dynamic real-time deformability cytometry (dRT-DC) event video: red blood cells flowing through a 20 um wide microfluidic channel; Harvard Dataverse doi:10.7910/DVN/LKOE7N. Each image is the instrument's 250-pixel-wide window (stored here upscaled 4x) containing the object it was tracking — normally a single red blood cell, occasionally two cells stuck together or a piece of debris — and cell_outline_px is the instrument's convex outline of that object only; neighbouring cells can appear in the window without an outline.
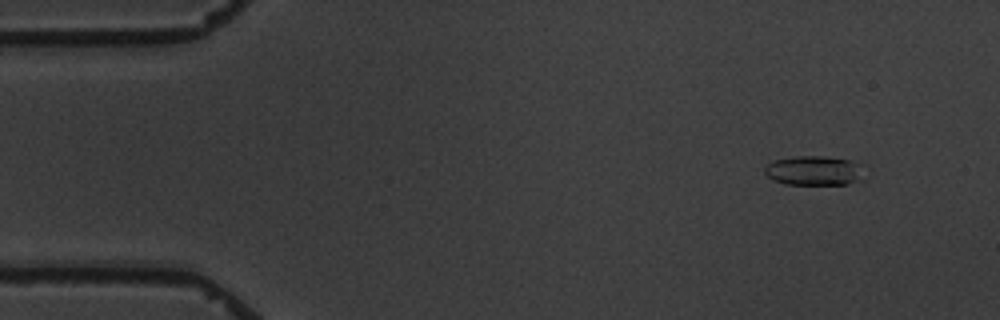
{"species": "common noctule bat (a hibernating species)", "species_latin": "Nyctalus noctula", "temperature_condition": "warm", "stored_images_in_passage": 5, "camera_frame_rate_fps": 3000, "um_per_image_px": 0.085, "animal": {"sex": "male", "body_mass_g": 19.5, "forearm_length_mm": 54.6}, "frame": {"image": 1, "passage_image": 2, "time_ms": 1.333, "image_size_px": [1000, 320], "cell_outline_px": [[860, 180], [848, 184], [784, 184], [772, 180], [764, 172], [764, 168], [768, 164], [776, 160], [796, 156], [824, 156], [848, 160], [860, 164]], "centroid_in_image_um": [69.14, 14.51], "position_along_channel_um": 15.9, "area_um2": 16.82}}